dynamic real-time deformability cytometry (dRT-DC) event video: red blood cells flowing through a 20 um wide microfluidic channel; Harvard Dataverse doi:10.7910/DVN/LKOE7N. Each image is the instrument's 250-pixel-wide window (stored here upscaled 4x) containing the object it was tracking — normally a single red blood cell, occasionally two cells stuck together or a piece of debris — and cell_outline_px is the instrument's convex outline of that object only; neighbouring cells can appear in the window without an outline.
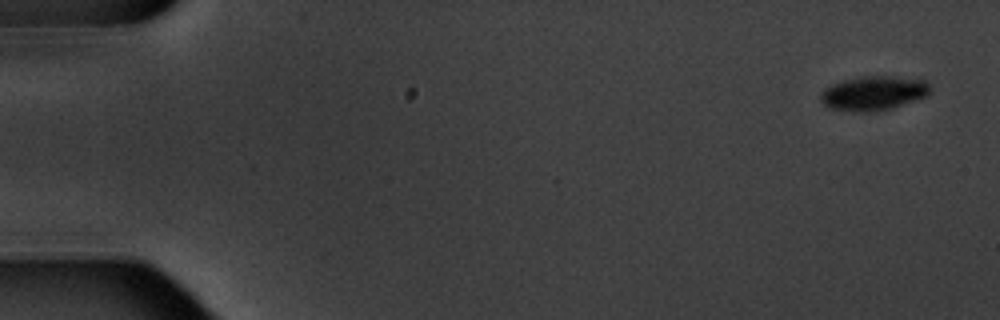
{"species": "common noctule bat (a hibernating species)", "species_latin": "Nyctalus noctula", "temperature_condition": "warm", "stored_images_in_passage": 7, "camera_frame_rate_fps": 3000, "um_per_image_px": 0.085, "animal": {"sex": "male", "body_mass_g": 20.1, "forearm_length_mm": 53.5}, "frame": {"image": 1, "passage_image": 1, "time_ms": 0.0, "image_size_px": [1000, 320], "cell_outline_px": [[932, 88], [928, 96], [892, 108], [868, 112], [860, 112], [832, 108], [824, 104], [820, 100], [820, 92], [824, 88], [832, 84], [844, 80], [864, 76], [892, 76], [924, 80]], "centroid_in_image_um": [74.27, 7.91], "position_along_channel_um": 10.7, "area_um2": 21.85}}
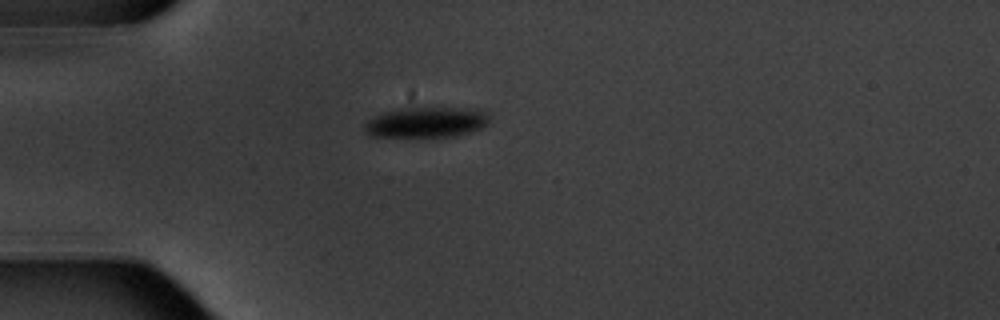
{"frame": {"image": 2, "passage_image": 5, "time_ms": 4.667, "image_size_px": [1000, 320], "cell_outline_px": [[492, 120], [488, 124], [480, 128], [456, 136], [368, 136], [364, 132], [364, 124], [368, 120], [384, 112], [412, 104], [480, 108], [488, 112]], "centroid_in_image_um": [36.3, 10.31], "position_along_channel_um": 48.7, "area_um2": 23.47}}
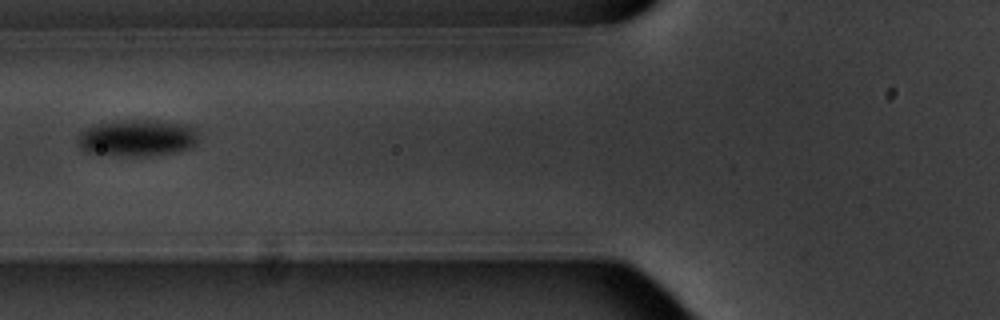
{"frame": {"image": 3, "passage_image": 7, "time_ms": 7.0, "image_size_px": [1000, 320], "cell_outline_px": [[200, 140], [196, 144], [180, 152], [144, 156], [124, 156], [88, 152], [80, 148], [76, 144], [76, 140], [80, 132], [96, 124], [124, 120], [160, 120], [188, 124], [196, 128]], "centroid_in_image_um": [11.72, 11.72], "position_along_channel_um": 114.1, "area_um2": 26.3}}